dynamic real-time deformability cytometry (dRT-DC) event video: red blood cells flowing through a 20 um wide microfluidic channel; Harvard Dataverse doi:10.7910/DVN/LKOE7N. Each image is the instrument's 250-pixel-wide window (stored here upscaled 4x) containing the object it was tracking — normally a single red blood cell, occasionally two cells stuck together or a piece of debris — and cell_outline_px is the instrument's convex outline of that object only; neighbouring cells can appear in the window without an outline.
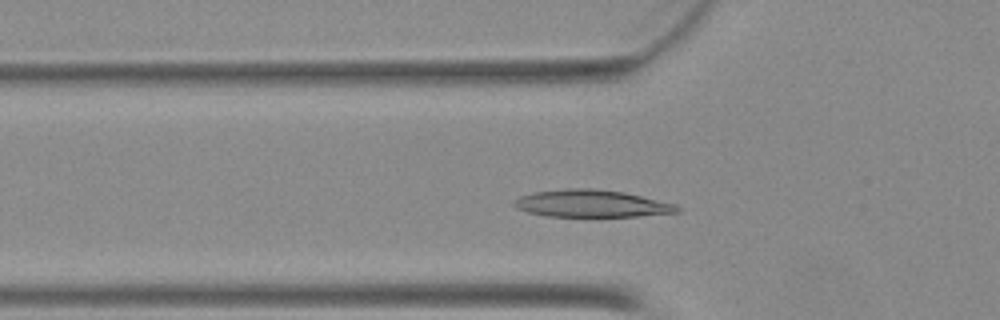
{"species": "Egyptian fruit bat (a non-hibernating species)", "species_latin": "Rousettus aegyptiacus", "temperature_condition": "warm", "stored_images_in_passage": 42, "camera_frame_rate_fps": 3000, "um_per_image_px": 0.085, "animal": {"sex": "female"}, "frame": {"image": 1, "passage_image": 9, "time_ms": 2.667, "image_size_px": [1000, 320], "cell_outline_px": [[680, 212], [640, 216], [548, 216], [528, 212], [516, 208], [512, 204], [512, 200], [520, 196], [532, 192], [568, 188], [592, 188], [624, 192], [676, 204], [680, 208]], "centroid_in_image_um": [50.26, 17.3], "position_along_channel_um": 75.5, "area_um2": 25.95}}
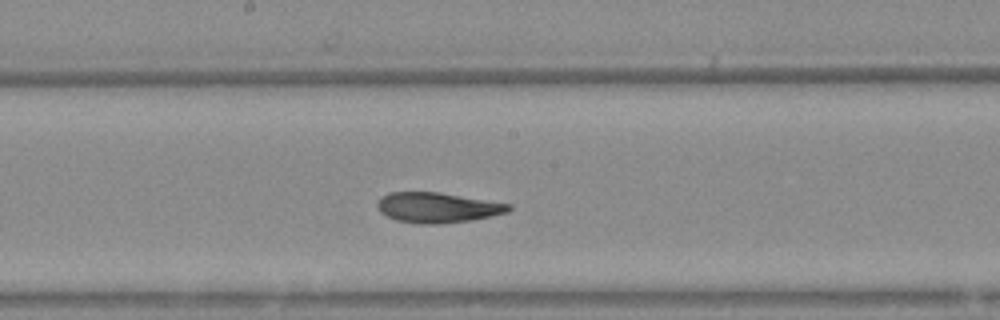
{"frame": {"image": 2, "passage_image": 19, "time_ms": 6.0, "image_size_px": [1000, 320], "cell_outline_px": [[512, 208], [508, 212], [492, 216], [472, 220], [440, 224], [420, 224], [396, 220], [380, 212], [376, 204], [380, 196], [388, 192], [436, 192], [512, 204]], "centroid_in_image_um": [37.17, 17.64], "position_along_channel_um": 211.0, "area_um2": 23.18}}
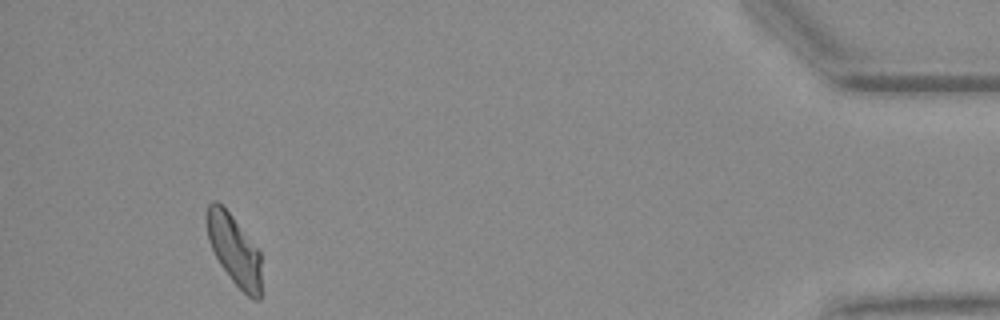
{"frame": {"image": 3, "passage_image": 39, "time_ms": 12.667, "image_size_px": [1000, 320], "cell_outline_px": [[260, 300], [252, 300], [232, 280], [220, 264], [208, 240], [208, 204], [212, 200], [216, 200], [232, 216], [260, 252]], "centroid_in_image_um": [19.92, 21.27], "position_along_channel_um": 415.3, "area_um2": 21.68}}